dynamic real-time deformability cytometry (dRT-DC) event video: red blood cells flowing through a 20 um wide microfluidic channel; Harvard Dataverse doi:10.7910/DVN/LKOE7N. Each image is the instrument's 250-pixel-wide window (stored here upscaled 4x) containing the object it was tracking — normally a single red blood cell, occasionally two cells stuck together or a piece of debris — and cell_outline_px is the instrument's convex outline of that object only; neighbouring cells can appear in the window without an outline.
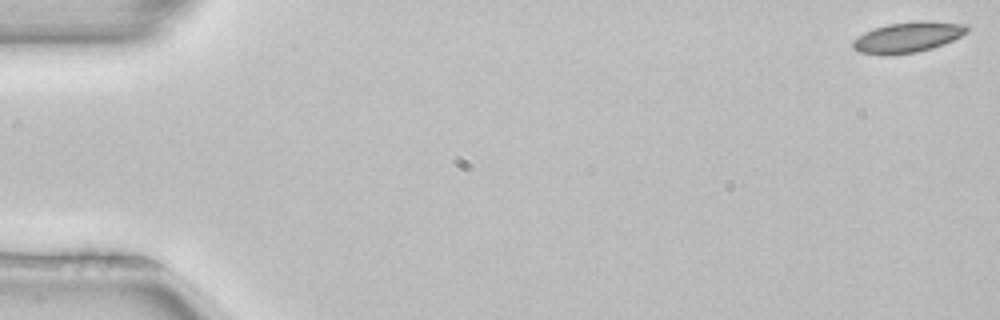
{"species": "common noctule bat (a hibernating species)", "species_latin": "Nyctalus noctula", "temperature_condition": "room temperature", "stored_images_in_passage": 4, "segment_of_instrument_passage": [2, 2], "camera_frame_rate_fps": 3000, "um_per_image_px": 0.085, "animal": {"sex": "female", "body_mass_g": 22.7, "forearm_length_mm": 54.2}, "frame": {"image": 1, "passage_image": 4, "time_ms": 1.0, "image_size_px": [1000, 320], "cell_outline_px": [[972, 28], [968, 32], [944, 44], [932, 48], [916, 52], [860, 52], [852, 48], [852, 40], [864, 32], [872, 28], [888, 24], [920, 20], [928, 20], [968, 24]], "centroid_in_image_um": [77.25, 3.09], "position_along_channel_um": 7.7, "area_um2": 19.94}}